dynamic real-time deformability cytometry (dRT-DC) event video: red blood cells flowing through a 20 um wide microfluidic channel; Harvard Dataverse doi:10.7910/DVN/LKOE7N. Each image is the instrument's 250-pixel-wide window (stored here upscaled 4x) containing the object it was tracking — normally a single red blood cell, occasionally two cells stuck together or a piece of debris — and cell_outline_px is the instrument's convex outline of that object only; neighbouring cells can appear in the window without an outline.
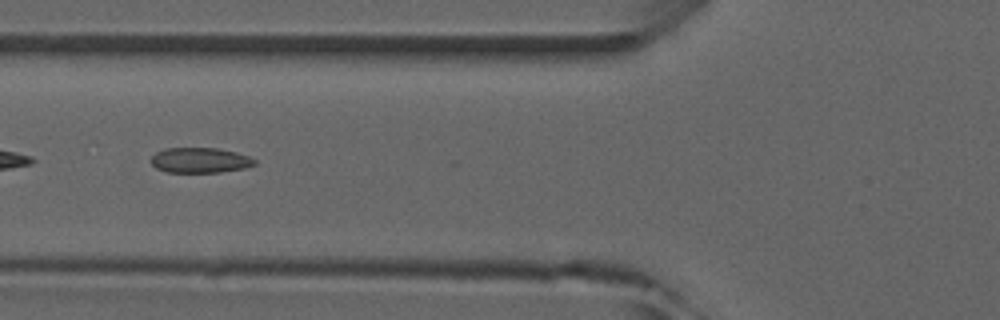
{"species": "common noctule bat (a hibernating species)", "species_latin": "Nyctalus noctula", "temperature_condition": "room temperature", "stored_images_in_passage": 5, "camera_frame_rate_fps": 3000, "um_per_image_px": 0.085, "animal": {"sex": "male", "forearm_length_mm": 52.5}, "frame": {"image": 1, "passage_image": 5, "time_ms": 5.333, "image_size_px": [1000, 320], "cell_outline_px": [[256, 164], [244, 168], [220, 172], [168, 172], [156, 168], [148, 160], [156, 152], [164, 148], [216, 148], [236, 152], [248, 156], [256, 160]], "centroid_in_image_um": [16.97, 13.62], "position_along_channel_um": 108.8, "area_um2": 15.26}}